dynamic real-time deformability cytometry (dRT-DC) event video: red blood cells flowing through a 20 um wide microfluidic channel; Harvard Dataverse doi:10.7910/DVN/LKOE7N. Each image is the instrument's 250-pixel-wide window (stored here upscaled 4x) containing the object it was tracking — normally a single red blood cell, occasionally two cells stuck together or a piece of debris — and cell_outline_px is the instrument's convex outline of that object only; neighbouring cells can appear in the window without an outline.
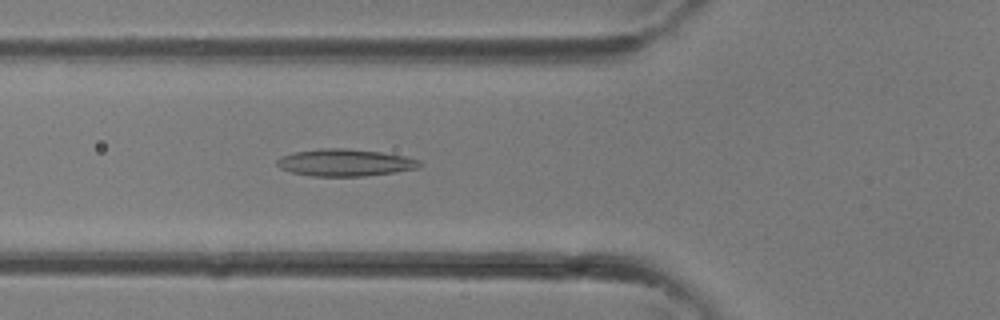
{"species": "common noctule bat (a hibernating species)", "species_latin": "Nyctalus noctula", "temperature_condition": "room temperature", "stored_images_in_passage": 35, "camera_frame_rate_fps": 3000, "um_per_image_px": 0.085, "animal": {"sex": "female"}, "frame": {"image": 1, "passage_image": 12, "time_ms": 3.667, "image_size_px": [1000, 320], "cell_outline_px": [[424, 164], [420, 168], [396, 172], [364, 176], [312, 176], [292, 172], [280, 168], [276, 164], [276, 160], [280, 156], [296, 152], [320, 148], [348, 148], [380, 152], [404, 156], [420, 160]], "centroid_in_image_um": [29.36, 13.82], "position_along_channel_um": 96.4, "area_um2": 22.66}}
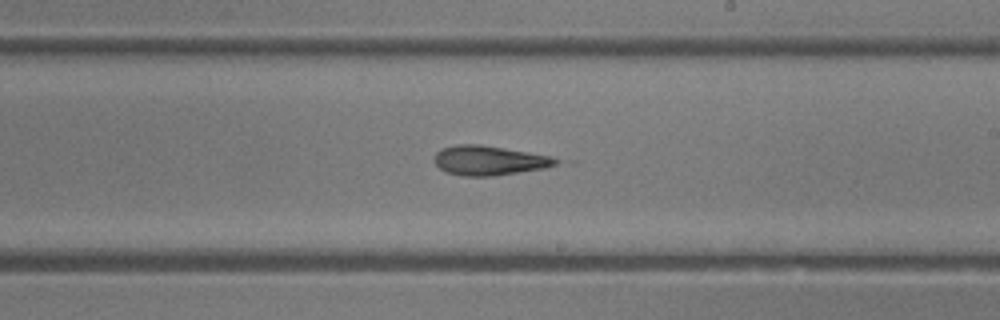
{"frame": {"image": 2, "passage_image": 20, "time_ms": 6.333, "image_size_px": [1000, 320], "cell_outline_px": [[560, 160], [556, 164], [544, 168], [492, 176], [464, 176], [448, 172], [440, 168], [436, 164], [436, 152], [440, 148], [456, 144], [480, 144], [552, 156]], "centroid_in_image_um": [41.57, 13.63], "position_along_channel_um": 247.4, "area_um2": 20.69}}
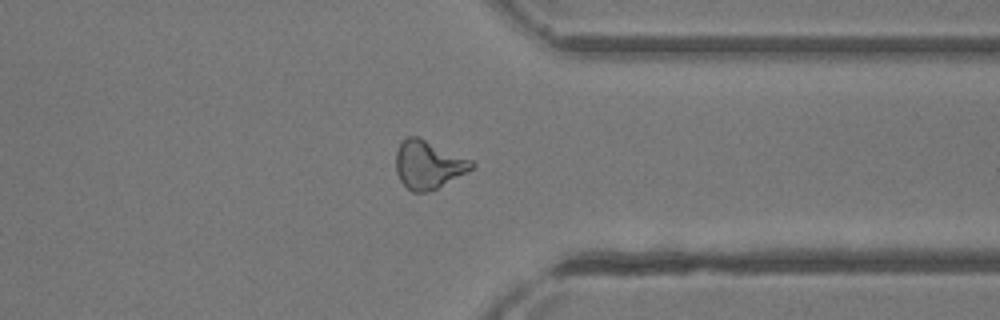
{"frame": {"image": 3, "passage_image": 27, "time_ms": 8.667, "image_size_px": [1000, 320], "cell_outline_px": [[476, 168], [428, 192], [412, 192], [400, 180], [396, 172], [396, 152], [400, 140], [408, 136], [416, 136], [472, 160], [476, 164]], "centroid_in_image_um": [36.41, 13.99], "position_along_channel_um": 375.0, "area_um2": 21.21}}